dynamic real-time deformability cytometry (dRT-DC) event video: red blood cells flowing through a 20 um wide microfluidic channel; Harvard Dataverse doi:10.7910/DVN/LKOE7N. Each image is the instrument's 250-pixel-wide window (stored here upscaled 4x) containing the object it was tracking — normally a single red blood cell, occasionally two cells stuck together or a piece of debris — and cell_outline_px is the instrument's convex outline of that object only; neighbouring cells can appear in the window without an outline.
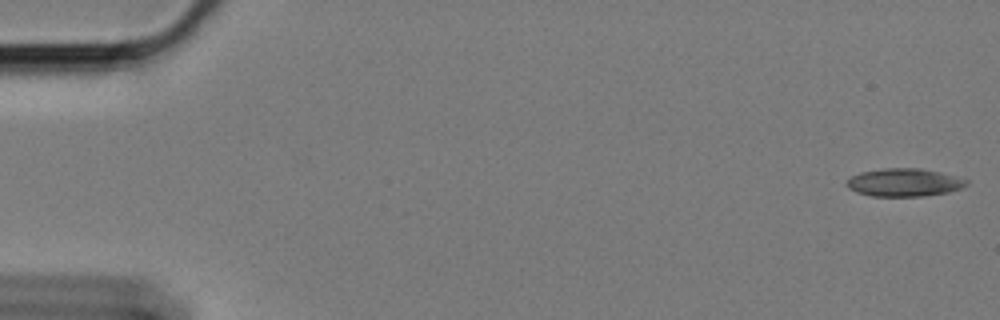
{"species": "Egyptian fruit bat (a non-hibernating species)", "species_latin": "Rousettus aegyptiacus", "temperature_condition": "cold", "stored_images_in_passage": 19, "camera_frame_rate_fps": 3000, "um_per_image_px": 0.085, "animal": {"sex": "female"}, "frame": {"image": 1, "passage_image": 1, "time_ms": 0.0, "image_size_px": [1000, 320], "cell_outline_px": [[968, 184], [960, 188], [948, 192], [924, 196], [872, 196], [856, 192], [848, 188], [844, 184], [852, 176], [860, 172], [884, 168], [920, 168], [940, 172], [968, 180]], "centroid_in_image_um": [76.83, 15.51], "position_along_channel_um": 8.2, "area_um2": 19.48}}
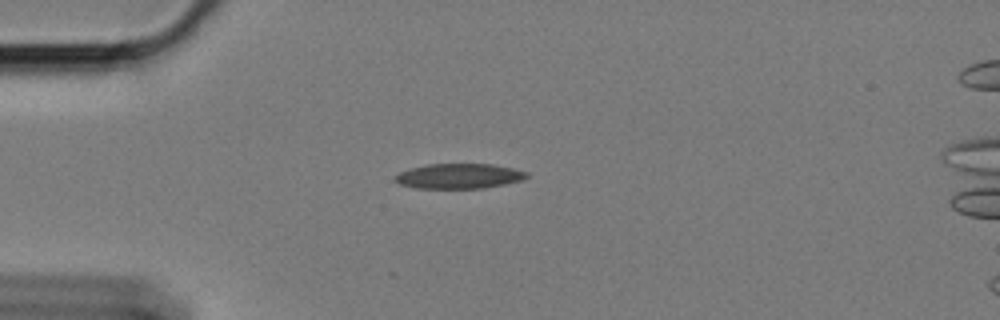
{"frame": {"image": 2, "passage_image": 16, "time_ms": 5.0, "image_size_px": [1000, 320], "cell_outline_px": [[528, 176], [524, 180], [484, 188], [416, 188], [400, 184], [396, 180], [396, 176], [400, 172], [408, 168], [424, 164], [492, 164], [512, 168], [528, 172]], "centroid_in_image_um": [39.03, 14.96], "position_along_channel_um": 46.0, "area_um2": 19.19}}